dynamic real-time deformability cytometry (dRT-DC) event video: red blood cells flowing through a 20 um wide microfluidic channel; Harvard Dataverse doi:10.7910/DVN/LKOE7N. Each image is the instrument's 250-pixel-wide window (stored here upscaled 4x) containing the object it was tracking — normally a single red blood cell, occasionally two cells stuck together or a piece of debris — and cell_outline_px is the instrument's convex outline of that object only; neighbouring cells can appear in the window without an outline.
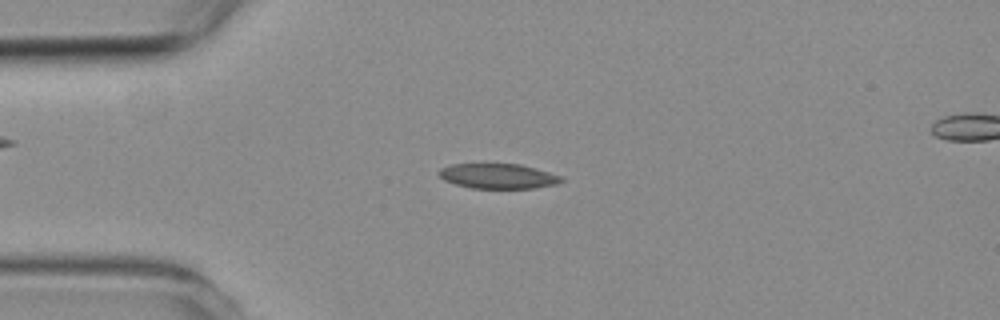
{"species": "common noctule bat (a hibernating species)", "species_latin": "Nyctalus noctula", "temperature_condition": "room temperature", "stored_images_in_passage": 4, "camera_frame_rate_fps": 3000, "um_per_image_px": 0.085, "animal": {"sex": "female", "body_mass_g": 19.3, "forearm_length_mm": 54.1}, "frame": {"image": 1, "passage_image": 3, "time_ms": 2.333, "image_size_px": [1000, 320], "cell_outline_px": [[564, 180], [556, 184], [532, 188], [472, 188], [456, 184], [444, 180], [440, 176], [440, 168], [452, 164], [520, 164], [536, 168], [560, 176]], "centroid_in_image_um": [42.33, 14.97], "position_along_channel_um": 42.7, "area_um2": 17.57}}